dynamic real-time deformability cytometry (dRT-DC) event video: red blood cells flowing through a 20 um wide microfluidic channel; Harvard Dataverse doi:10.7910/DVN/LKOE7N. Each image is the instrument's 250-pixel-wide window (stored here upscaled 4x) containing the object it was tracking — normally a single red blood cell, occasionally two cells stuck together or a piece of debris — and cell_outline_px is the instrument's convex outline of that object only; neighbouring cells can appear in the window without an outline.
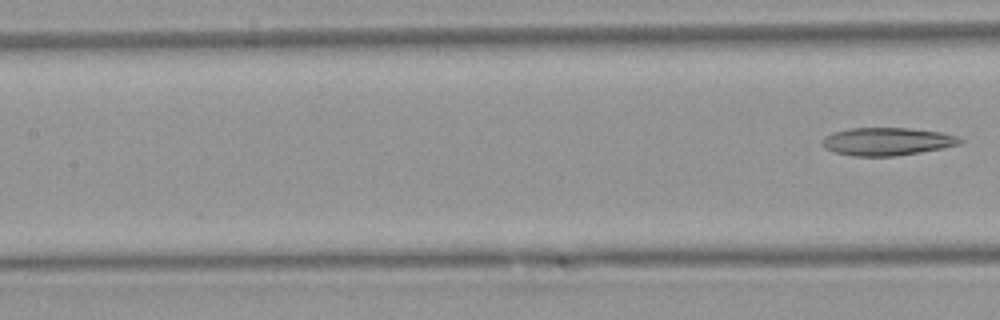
{"species": "Egyptian fruit bat (a non-hibernating species)", "species_latin": "Rousettus aegyptiacus", "temperature_condition": "warm", "stored_images_in_passage": 16, "camera_frame_rate_fps": 3000, "um_per_image_px": 0.085, "animal": {"sex": "female"}, "frame": {"image": 1, "passage_image": 16, "time_ms": 5.0, "image_size_px": [1000, 320], "cell_outline_px": [[964, 140], [960, 144], [944, 148], [896, 156], [852, 156], [836, 152], [824, 148], [820, 144], [820, 140], [824, 136], [832, 132], [848, 128], [908, 128], [940, 132], [956, 136]], "centroid_in_image_um": [75.35, 12.02], "position_along_channel_um": 132.0, "area_um2": 22.54}}